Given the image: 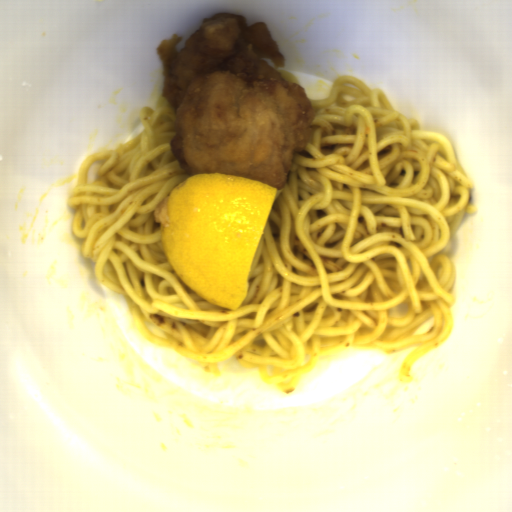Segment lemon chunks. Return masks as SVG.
Segmentation results:
<instances>
[{
	"label": "lemon chunks",
	"instance_id": "e0be4373",
	"mask_svg": "<svg viewBox=\"0 0 512 512\" xmlns=\"http://www.w3.org/2000/svg\"><path fill=\"white\" fill-rule=\"evenodd\" d=\"M279 189L238 175H189L153 209L180 280L220 307L246 300L253 258Z\"/></svg>",
	"mask_w": 512,
	"mask_h": 512
}]
</instances>
